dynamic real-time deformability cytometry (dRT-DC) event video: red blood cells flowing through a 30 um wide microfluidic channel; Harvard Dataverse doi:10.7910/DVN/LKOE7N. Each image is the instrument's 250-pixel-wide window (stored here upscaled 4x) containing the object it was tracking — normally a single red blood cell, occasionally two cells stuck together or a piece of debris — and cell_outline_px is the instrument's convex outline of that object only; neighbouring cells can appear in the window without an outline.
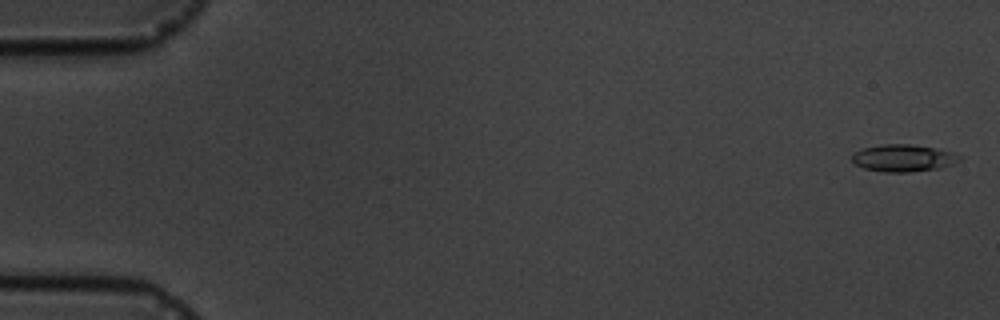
{"species": "common noctule bat (a hibernating species)", "species_latin": "Nyctalus noctula", "temperature_condition": "cold", "stored_images_in_passage": 17, "camera_frame_rate_fps": 3000, "um_per_image_px": 0.085, "animal": {"sex": "male", "body_mass_g": 19.5, "forearm_length_mm": 54.6}, "frame": {"image": 1, "passage_image": 1, "time_ms": 0.0, "image_size_px": [1000, 320], "cell_outline_px": [[964, 156], [956, 164], [940, 168], [908, 172], [884, 172], [864, 168], [856, 164], [852, 160], [852, 152], [864, 148], [880, 144], [912, 144], [936, 148], [952, 152]], "centroid_in_image_um": [76.82, 13.43], "position_along_channel_um": 8.2, "area_um2": 17.22}}
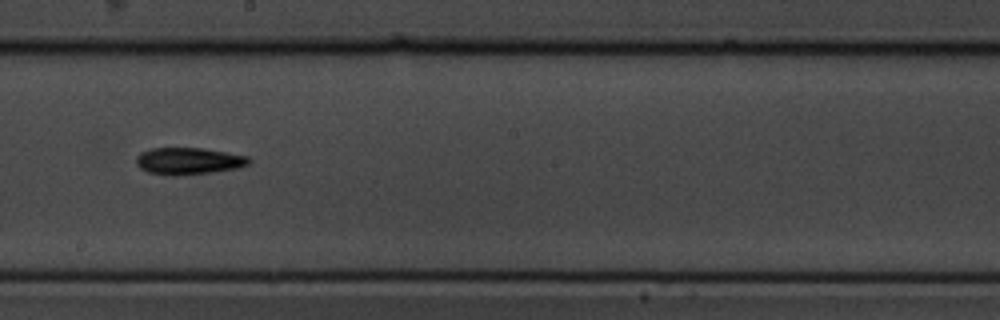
{"frame": {"image": 2, "passage_image": 10, "time_ms": 10.333, "image_size_px": [1000, 320], "cell_outline_px": [[252, 160], [248, 164], [236, 168], [208, 172], [176, 176], [168, 176], [148, 172], [140, 168], [136, 164], [136, 156], [140, 152], [152, 148], [204, 148], [248, 156]], "centroid_in_image_um": [15.99, 13.68], "position_along_channel_um": 232.2, "area_um2": 17.69}}
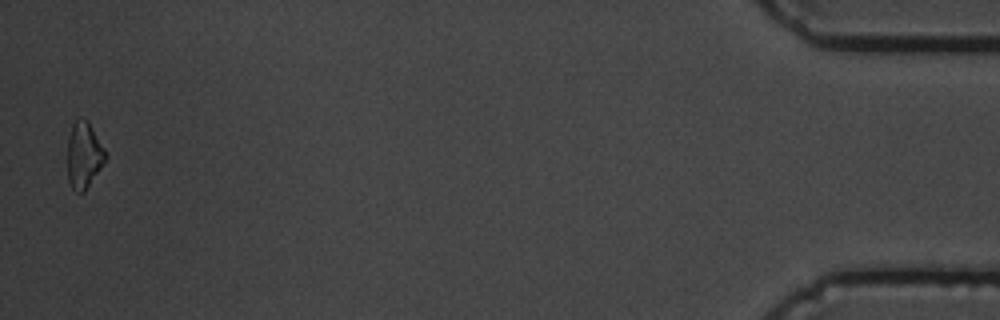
{"frame": {"image": 3, "passage_image": 17, "time_ms": 18.333, "image_size_px": [1000, 320], "cell_outline_px": [[104, 160], [100, 168], [84, 192], [76, 192], [72, 188], [68, 180], [68, 136], [72, 124], [80, 116], [88, 120], [104, 148]], "centroid_in_image_um": [7.1, 13.15], "position_along_channel_um": 428.1, "area_um2": 14.45}, "authors_computed_cell_mechanics": {"area_um2": 16.1262, "velocity_mm_per_s": 3.5486, "shape_relaxation_time_tau1_ms": 3.2062, "shape_relaxation_time_tau2_ms": null, "deformation_change_tau1": 0.0933, "deformation_change_tau2": null}}